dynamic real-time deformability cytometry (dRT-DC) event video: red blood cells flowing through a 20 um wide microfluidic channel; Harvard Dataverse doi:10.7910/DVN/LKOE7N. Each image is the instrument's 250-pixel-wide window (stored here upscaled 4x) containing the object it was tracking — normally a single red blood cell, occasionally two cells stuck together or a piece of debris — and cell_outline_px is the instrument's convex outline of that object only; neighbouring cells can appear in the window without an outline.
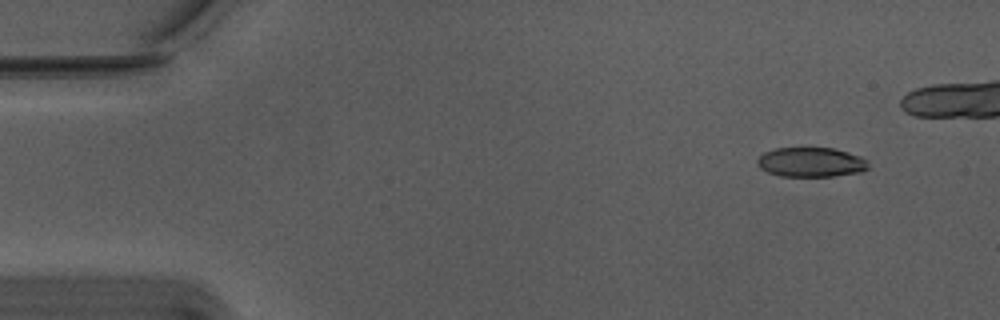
{"species": "Egyptian fruit bat (a non-hibernating species)", "species_latin": "Rousettus aegyptiacus", "temperature_condition": "warm", "stored_images_in_passage": 41, "camera_frame_rate_fps": 3000, "um_per_image_px": 0.085, "animal": {"sex": "male"}, "frame": {"image": 1, "passage_image": 1, "time_ms": 0.0, "image_size_px": [1000, 320], "cell_outline_px": [[868, 168], [860, 172], [832, 176], [780, 176], [768, 172], [760, 168], [756, 164], [756, 160], [764, 152], [776, 148], [832, 148], [848, 152], [860, 156], [868, 160]], "centroid_in_image_um": [68.92, 13.78], "position_along_channel_um": 16.1, "area_um2": 19.13}}
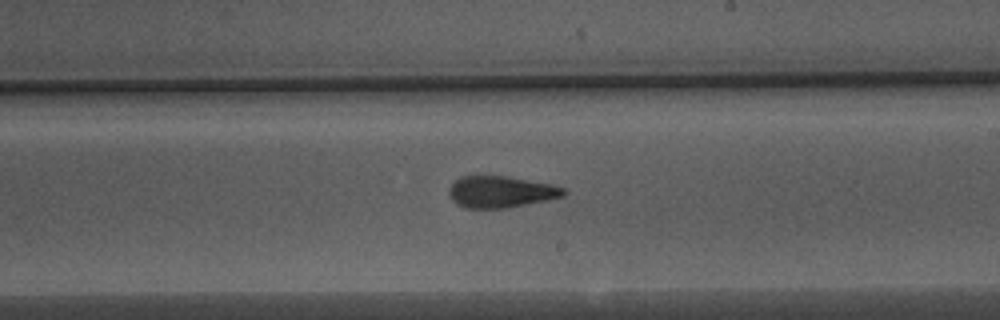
{"frame": {"image": 2, "passage_image": 28, "time_ms": 9.0, "image_size_px": [1000, 320], "cell_outline_px": [[568, 192], [564, 196], [504, 208], [468, 208], [456, 204], [452, 200], [448, 192], [452, 184], [460, 176], [476, 172], [504, 176], [552, 184], [564, 188]], "centroid_in_image_um": [42.5, 16.26], "position_along_channel_um": 246.5, "area_um2": 21.44}}
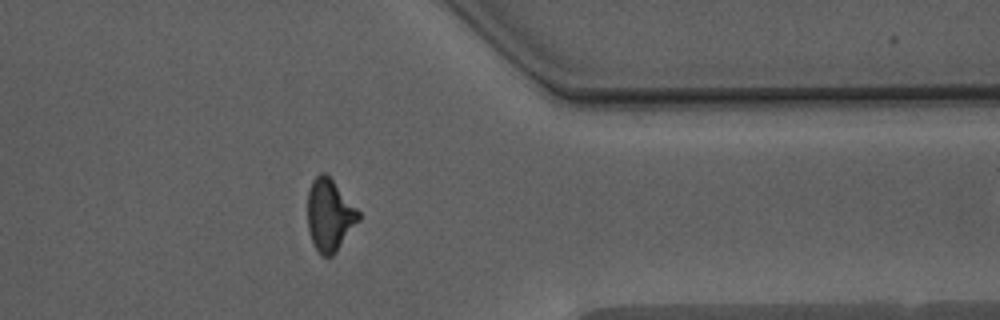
{"frame": {"image": 3, "passage_image": 40, "time_ms": 13.0, "image_size_px": [1000, 320], "cell_outline_px": [[360, 220], [336, 252], [332, 256], [324, 256], [316, 248], [312, 240], [308, 228], [308, 192], [312, 180], [320, 172], [324, 172], [332, 180], [360, 212]], "centroid_in_image_um": [28.02, 18.28], "position_along_channel_um": 383.4, "area_um2": 21.1}}